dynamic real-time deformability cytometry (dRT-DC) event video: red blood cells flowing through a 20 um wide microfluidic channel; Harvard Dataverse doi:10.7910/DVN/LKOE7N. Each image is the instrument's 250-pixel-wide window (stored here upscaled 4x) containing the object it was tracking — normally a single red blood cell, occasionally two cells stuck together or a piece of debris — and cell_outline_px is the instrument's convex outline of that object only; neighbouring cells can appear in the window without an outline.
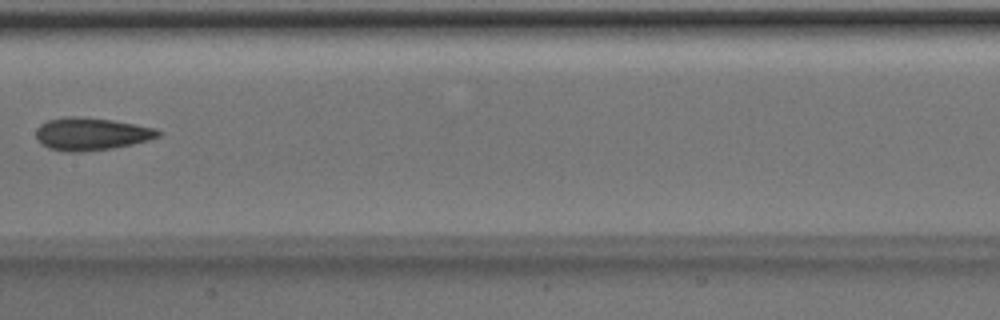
{"species": "Egyptian fruit bat (a non-hibernating species)", "species_latin": "Rousettus aegyptiacus", "temperature_condition": "room temperature", "stored_images_in_passage": 7, "camera_frame_rate_fps": 3000, "um_per_image_px": 0.085, "animal": {"sex": "male"}, "frame": {"image": 1, "passage_image": 7, "time_ms": 2.0, "image_size_px": [1000, 320], "cell_outline_px": [[160, 136], [148, 140], [132, 144], [112, 148], [84, 152], [64, 152], [48, 148], [40, 144], [36, 140], [36, 128], [40, 124], [48, 120], [64, 116], [80, 116], [112, 120], [136, 124], [152, 128], [160, 132]], "centroid_in_image_um": [7.68, 11.39], "position_along_channel_um": 199.7, "area_um2": 23.41}}